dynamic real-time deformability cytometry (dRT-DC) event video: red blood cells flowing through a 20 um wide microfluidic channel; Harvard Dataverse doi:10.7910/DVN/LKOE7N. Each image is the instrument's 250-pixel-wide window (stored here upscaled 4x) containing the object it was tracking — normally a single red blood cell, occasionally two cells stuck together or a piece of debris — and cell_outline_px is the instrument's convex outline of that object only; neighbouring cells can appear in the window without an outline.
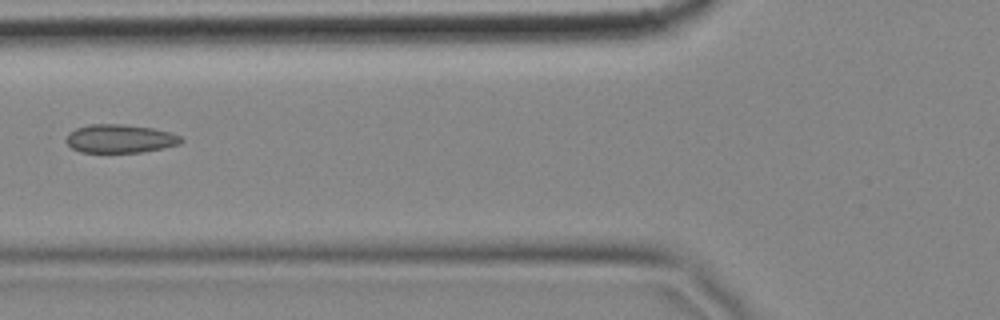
{"species": "common noctule bat (a hibernating species)", "species_latin": "Nyctalus noctula", "temperature_condition": "cold", "stored_images_in_passage": 9, "camera_frame_rate_fps": 3000, "um_per_image_px": 0.085, "animal": {"sex": "female", "body_mass_g": 18.4}, "frame": {"image": 1, "passage_image": 6, "time_ms": 1.667, "image_size_px": [1000, 320], "cell_outline_px": [[184, 140], [180, 144], [164, 148], [140, 152], [80, 152], [72, 148], [64, 140], [68, 132], [76, 128], [88, 124], [124, 124], [152, 128], [172, 132], [180, 136]], "centroid_in_image_um": [10.19, 11.78], "position_along_channel_um": 115.6, "area_um2": 19.25}}
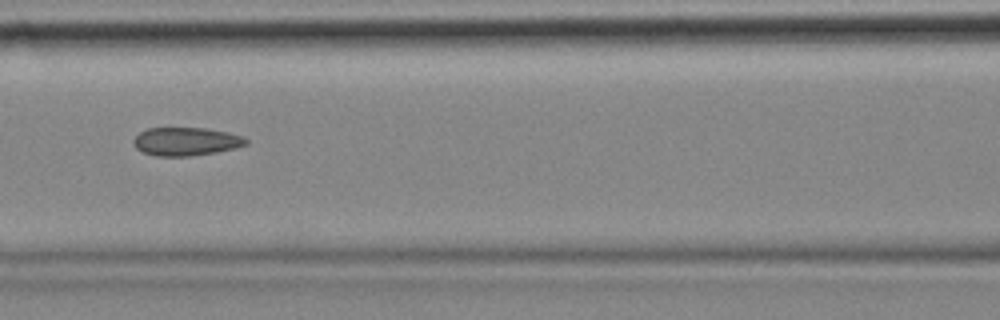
{"frame": {"image": 2, "passage_image": 7, "time_ms": 2.0, "image_size_px": [1000, 320], "cell_outline_px": [[248, 144], [236, 148], [216, 152], [188, 156], [156, 156], [144, 152], [136, 148], [132, 140], [140, 132], [148, 128], [204, 128], [228, 132], [244, 136], [248, 140]], "centroid_in_image_um": [15.84, 12.02], "position_along_channel_um": 150.8, "area_um2": 18.55}}